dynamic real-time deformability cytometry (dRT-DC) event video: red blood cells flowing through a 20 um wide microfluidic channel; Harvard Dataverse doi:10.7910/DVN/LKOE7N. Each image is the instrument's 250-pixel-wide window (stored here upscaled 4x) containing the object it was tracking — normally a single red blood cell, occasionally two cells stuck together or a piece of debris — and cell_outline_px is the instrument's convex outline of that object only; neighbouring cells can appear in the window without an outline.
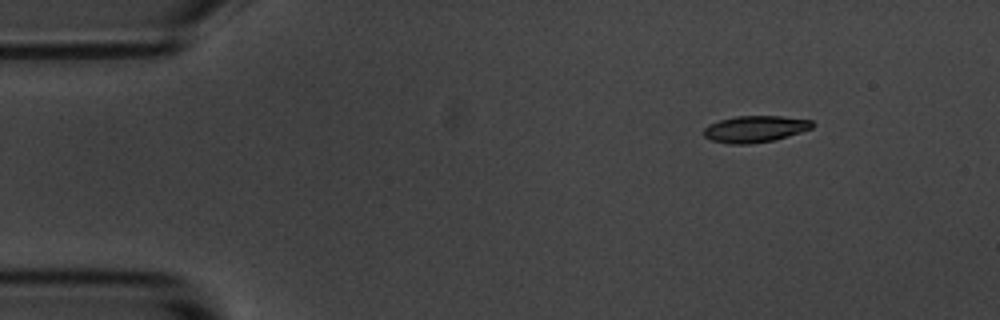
{"species": "common noctule bat (a hibernating species)", "species_latin": "Nyctalus noctula", "temperature_condition": "room temperature", "stored_images_in_passage": 4, "camera_frame_rate_fps": 3000, "um_per_image_px": 0.085, "animal": {"sex": "male", "body_mass_g": 20.1, "forearm_length_mm": 53.5}, "frame": {"image": 1, "passage_image": 1, "time_ms": 0.0, "image_size_px": [1000, 320], "cell_outline_px": [[816, 124], [812, 128], [800, 132], [772, 140], [748, 144], [732, 144], [712, 140], [704, 136], [704, 128], [708, 124], [720, 120], [736, 116], [780, 116], [812, 120]], "centroid_in_image_um": [64.18, 10.95], "position_along_channel_um": 20.8, "area_um2": 16.65}}
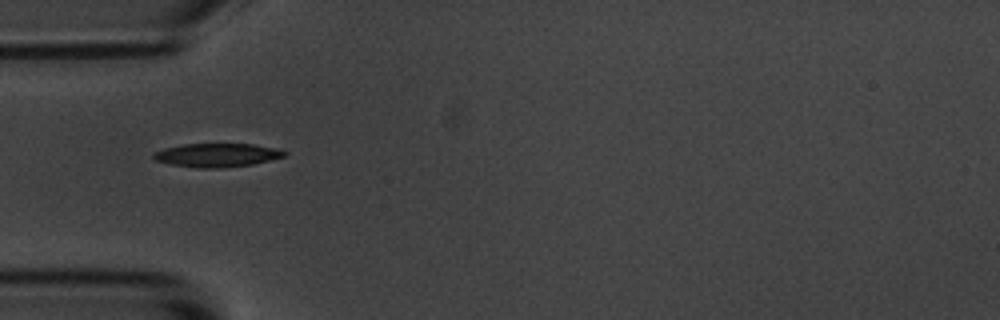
{"frame": {"image": 2, "passage_image": 4, "time_ms": 3.333, "image_size_px": [1000, 320], "cell_outline_px": [[288, 152], [284, 156], [252, 164], [220, 168], [196, 168], [172, 164], [156, 160], [152, 156], [156, 152], [164, 148], [184, 144], [252, 144], [276, 148]], "centroid_in_image_um": [18.45, 13.18], "position_along_channel_um": 66.6, "area_um2": 17.74}}